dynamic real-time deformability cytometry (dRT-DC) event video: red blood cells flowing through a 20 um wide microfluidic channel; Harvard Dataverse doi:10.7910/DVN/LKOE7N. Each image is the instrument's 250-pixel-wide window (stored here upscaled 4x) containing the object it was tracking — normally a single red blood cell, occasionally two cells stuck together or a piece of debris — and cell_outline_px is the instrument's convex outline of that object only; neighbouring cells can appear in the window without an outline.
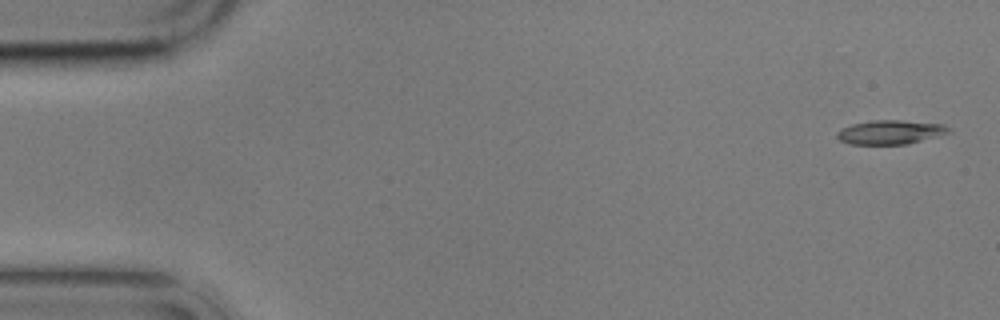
{"species": "common noctule bat (a hibernating species)", "species_latin": "Nyctalus noctula", "temperature_condition": "cold", "stored_images_in_passage": 4, "camera_frame_rate_fps": 3000, "um_per_image_px": 0.085, "animal": {"sex": "male", "body_mass_g": 17.9}, "frame": {"image": 1, "passage_image": 1, "time_ms": 0.0, "image_size_px": [1000, 320], "cell_outline_px": [[952, 132], [908, 144], [848, 144], [840, 140], [836, 136], [836, 132], [840, 128], [852, 124], [872, 120], [900, 120], [944, 124], [952, 128]], "centroid_in_image_um": [75.69, 11.23], "position_along_channel_um": 9.3, "area_um2": 15.84}}
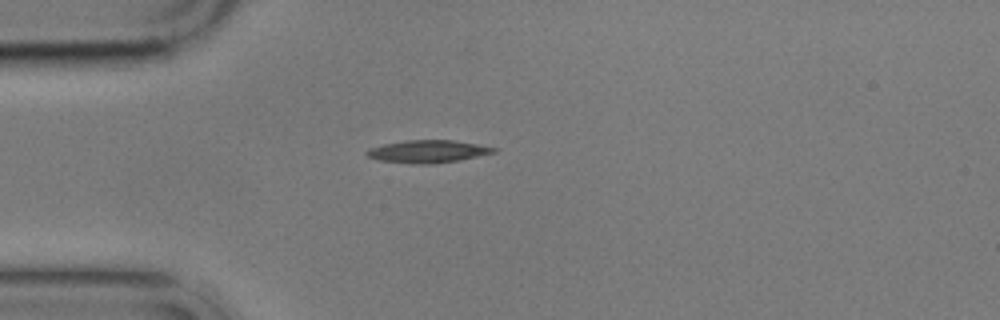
{"frame": {"image": 2, "passage_image": 4, "time_ms": 4.333, "image_size_px": [1000, 320], "cell_outline_px": [[500, 148], [496, 152], [460, 160], [432, 164], [412, 164], [380, 160], [368, 156], [364, 152], [368, 148], [384, 144], [404, 140], [452, 140]], "centroid_in_image_um": [36.37, 12.87], "position_along_channel_um": 48.6, "area_um2": 16.76}}